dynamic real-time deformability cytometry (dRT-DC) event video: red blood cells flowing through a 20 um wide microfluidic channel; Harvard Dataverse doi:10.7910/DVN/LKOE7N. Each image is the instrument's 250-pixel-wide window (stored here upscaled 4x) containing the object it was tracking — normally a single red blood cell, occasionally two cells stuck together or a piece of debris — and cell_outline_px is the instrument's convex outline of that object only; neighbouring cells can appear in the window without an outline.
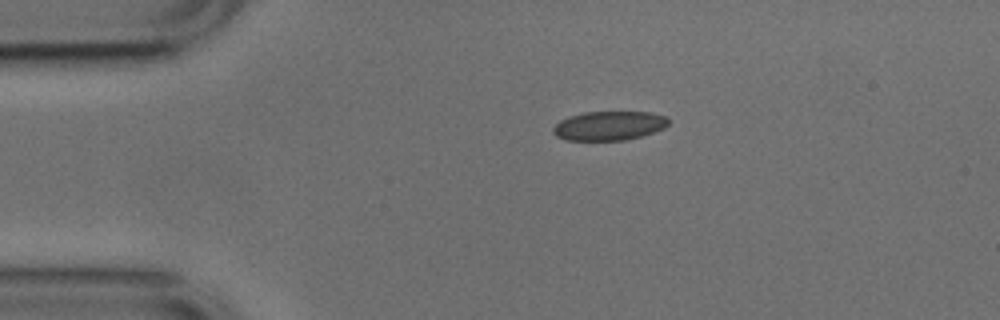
{"species": "common noctule bat (a hibernating species)", "species_latin": "Nyctalus noctula", "temperature_condition": "cold", "stored_images_in_passage": 43, "camera_frame_rate_fps": 3000, "um_per_image_px": 0.085, "animal": {"sex": "male", "body_mass_g": 17.9, "forearm_length_mm": 54.2}, "frame": {"image": 1, "passage_image": 1, "time_ms": 0.0, "image_size_px": [1000, 320], "cell_outline_px": [[668, 124], [664, 128], [640, 136], [624, 140], [568, 140], [556, 136], [552, 132], [552, 128], [560, 120], [568, 116], [584, 112], [648, 112], [664, 116], [668, 120]], "centroid_in_image_um": [51.72, 10.68], "position_along_channel_um": 33.3, "area_um2": 19.42}}
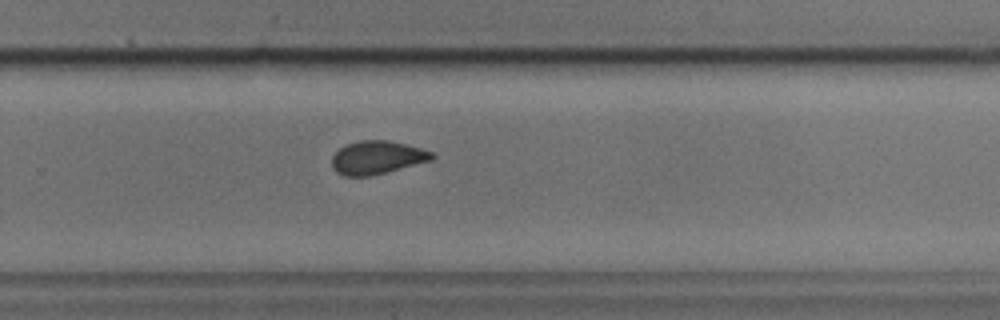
{"frame": {"image": 2, "passage_image": 25, "time_ms": 8.0, "image_size_px": [1000, 320], "cell_outline_px": [[436, 156], [432, 160], [368, 176], [344, 176], [336, 172], [332, 168], [332, 156], [340, 148], [348, 144], [360, 140], [388, 140], [420, 148], [432, 152]], "centroid_in_image_um": [32.03, 13.39], "position_along_channel_um": 297.8, "area_um2": 19.13}}
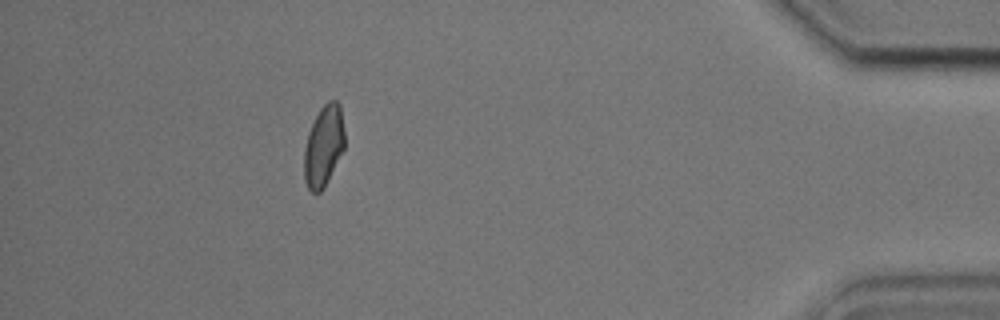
{"frame": {"image": 3, "passage_image": 38, "time_ms": 12.333, "image_size_px": [1000, 320], "cell_outline_px": [[344, 148], [324, 188], [320, 192], [312, 192], [308, 188], [304, 180], [304, 148], [308, 132], [320, 108], [328, 100], [336, 100], [340, 104], [344, 128]], "centroid_in_image_um": [27.51, 12.39], "position_along_channel_um": 407.7, "area_um2": 19.13}, "authors_computed_cell_mechanics": {"area_um2": 19.5364, "velocity_mm_per_s": 3.7692, "shape_relaxation_time_tau1_ms": 9.5677, "shape_relaxation_time_tau2_ms": 1.7224, "deformation_change_tau1": 0.1645, "deformation_change_tau2": 0.0483}}